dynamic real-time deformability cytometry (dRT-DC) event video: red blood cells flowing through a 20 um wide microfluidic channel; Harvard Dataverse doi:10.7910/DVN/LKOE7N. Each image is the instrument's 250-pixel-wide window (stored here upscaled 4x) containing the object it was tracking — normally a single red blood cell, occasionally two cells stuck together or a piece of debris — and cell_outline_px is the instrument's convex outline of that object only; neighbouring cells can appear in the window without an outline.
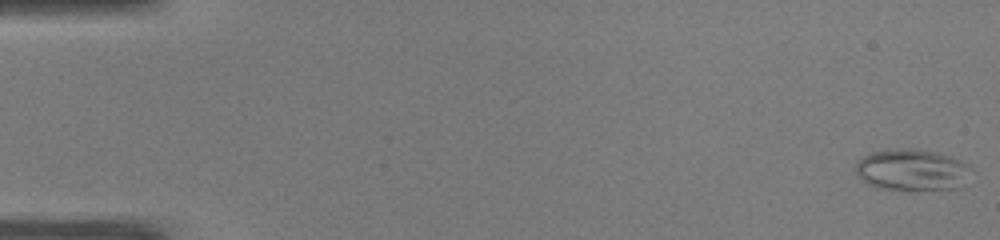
{"species": "common noctule bat (a hibernating species)", "species_latin": "Nyctalus noctula", "temperature_condition": "warm", "stored_images_in_passage": 50, "camera_frame_rate_fps": 3000, "um_per_image_px": 0.085, "animal": {"sex": "male", "body_mass_g": 19.0, "forearm_length_mm": 50.8}, "frame": {"image": 1, "passage_image": 1, "time_ms": 0.0, "image_size_px": [1000, 240], "cell_outline_px": [[976, 172], [964, 188], [912, 192], [876, 188], [860, 180], [856, 172], [856, 160], [872, 152], [904, 148], [908, 148], [936, 152], [952, 156], [968, 164]], "centroid_in_image_um": [77.63, 14.5], "position_along_channel_um": 7.4, "area_um2": 29.42}}
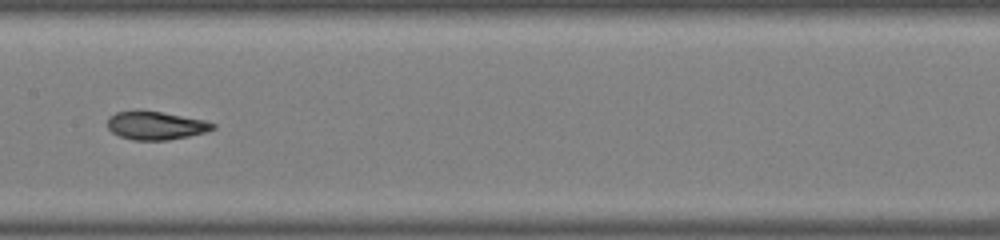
{"frame": {"image": 2, "passage_image": 26, "time_ms": 8.333, "image_size_px": [1000, 240], "cell_outline_px": [[216, 128], [204, 132], [188, 136], [168, 140], [132, 140], [120, 136], [112, 132], [108, 128], [108, 116], [116, 112], [160, 112], [204, 120], [216, 124]], "centroid_in_image_um": [13.24, 10.69], "position_along_channel_um": 194.2, "area_um2": 16.94}}
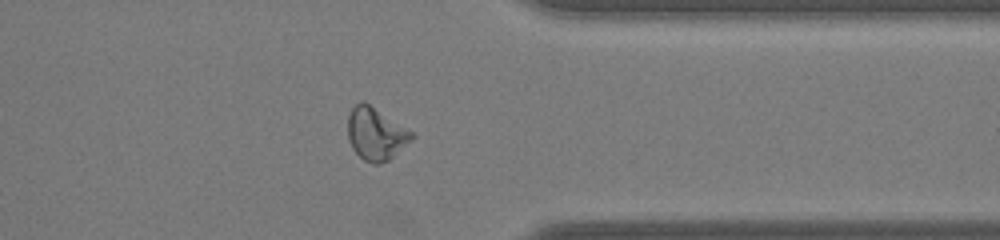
{"frame": {"image": 3, "passage_image": 40, "time_ms": 13.0, "image_size_px": [1000, 240], "cell_outline_px": [[416, 136], [412, 140], [388, 160], [380, 164], [372, 164], [364, 160], [352, 148], [348, 136], [348, 116], [352, 108], [360, 100], [368, 104], [412, 132]], "centroid_in_image_um": [31.93, 11.4], "position_along_channel_um": 379.5, "area_um2": 19.13}, "authors_computed_cell_mechanics": {"area_um2": 19.2763, "velocity_mm_per_s": 4.0802, "shape_relaxation_time_tau1_ms": 7.8454, "shape_relaxation_time_tau2_ms": 2.6145, "deformation_change_tau1": 0.2315, "deformation_change_tau2": 0.0997}}